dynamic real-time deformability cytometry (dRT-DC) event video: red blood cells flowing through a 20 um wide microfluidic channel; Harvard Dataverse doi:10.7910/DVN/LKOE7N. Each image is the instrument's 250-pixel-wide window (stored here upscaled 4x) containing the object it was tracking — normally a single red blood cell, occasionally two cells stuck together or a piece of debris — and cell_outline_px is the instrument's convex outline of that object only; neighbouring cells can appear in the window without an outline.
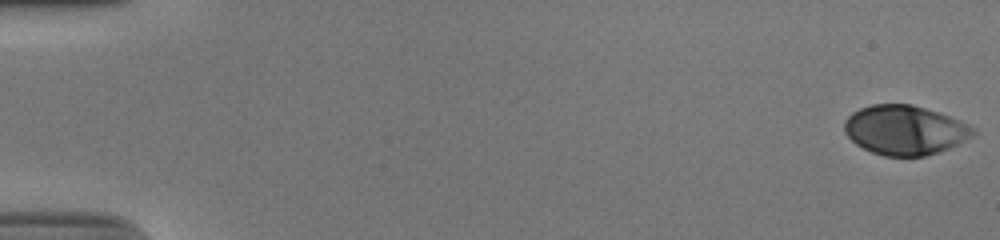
{"species": "human", "species_latin": "Homo sapiens", "temperature_condition": "cold", "stored_images_in_passage": 54, "camera_frame_rate_fps": 3000, "um_per_image_px": 0.085, "donor": {"sex": "male"}, "frame": {"image": 1, "passage_image": 1, "time_ms": 0.0, "image_size_px": [1000, 240], "cell_outline_px": [[976, 136], [948, 148], [924, 156], [884, 156], [872, 152], [856, 144], [844, 132], [844, 120], [852, 112], [860, 108], [872, 104], [912, 104], [960, 120], [976, 128]], "centroid_in_image_um": [76.92, 11.05], "position_along_channel_um": 8.1, "area_um2": 37.11}}
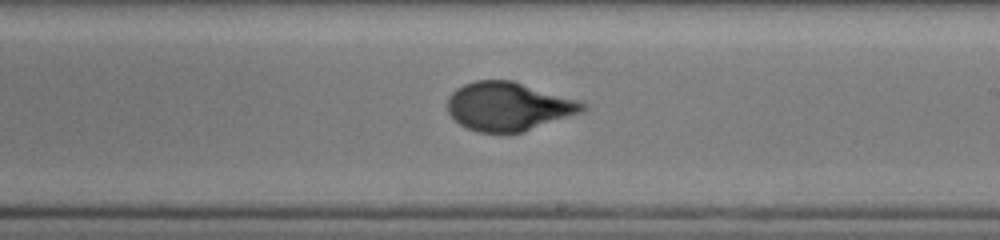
{"frame": {"image": 2, "passage_image": 33, "time_ms": 10.667, "image_size_px": [1000, 240], "cell_outline_px": [[588, 108], [580, 112], [524, 132], [476, 132], [460, 124], [448, 112], [448, 96], [456, 88], [464, 84], [476, 80], [512, 80], [580, 100], [588, 104]], "centroid_in_image_um": [43.23, 9.03], "position_along_channel_um": 245.8, "area_um2": 38.21}}
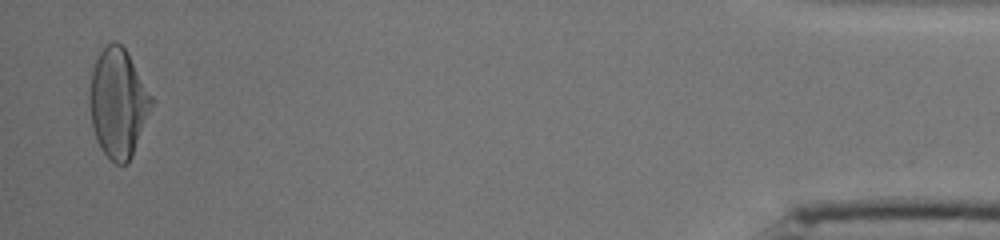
{"frame": {"image": 3, "passage_image": 53, "time_ms": 17.333, "image_size_px": [1000, 240], "cell_outline_px": [[152, 104], [132, 156], [128, 164], [116, 164], [100, 148], [96, 140], [92, 128], [92, 68], [100, 52], [108, 44], [116, 40], [128, 52], [152, 96]], "centroid_in_image_um": [10.06, 8.76], "position_along_channel_um": 425.1, "area_um2": 38.21}, "authors_computed_cell_mechanics": {"area_um2": 37.9457, "velocity_mm_per_s": 3.8605, "shape_relaxation_time_tau1_ms": 5.6675, "shape_relaxation_time_tau2_ms": null, "deformation_change_tau1": 0.2305, "deformation_change_tau2": null}}